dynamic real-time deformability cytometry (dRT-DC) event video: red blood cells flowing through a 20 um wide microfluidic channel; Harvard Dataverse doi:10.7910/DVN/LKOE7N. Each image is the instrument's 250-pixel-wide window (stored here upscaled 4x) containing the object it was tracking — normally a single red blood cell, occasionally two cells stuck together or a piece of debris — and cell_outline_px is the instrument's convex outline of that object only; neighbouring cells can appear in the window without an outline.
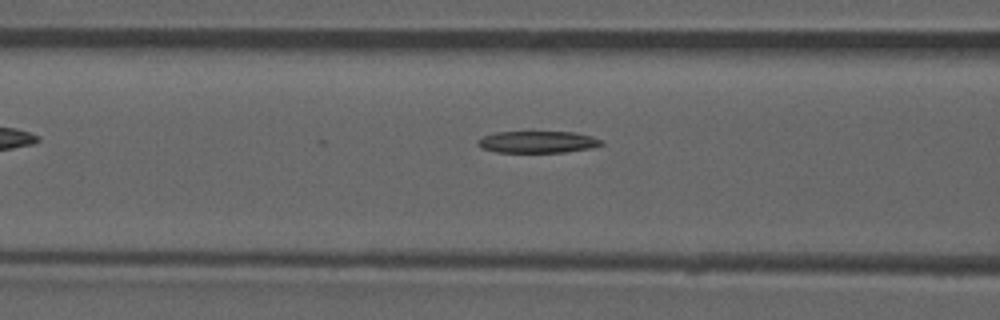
{"species": "common noctule bat (a hibernating species)", "species_latin": "Nyctalus noctula", "temperature_condition": "room temperature", "stored_images_in_passage": 36, "camera_frame_rate_fps": 3000, "um_per_image_px": 0.085, "animal": {"sex": "male", "forearm_length_mm": 52.5}, "frame": {"image": 1, "passage_image": 6, "time_ms": 1.667, "image_size_px": [1000, 320], "cell_outline_px": [[604, 144], [592, 148], [564, 152], [496, 152], [480, 148], [476, 144], [476, 140], [484, 136], [496, 132], [576, 132], [592, 136], [604, 140]], "centroid_in_image_um": [45.71, 12.07], "position_along_channel_um": 120.9, "area_um2": 15.9}}